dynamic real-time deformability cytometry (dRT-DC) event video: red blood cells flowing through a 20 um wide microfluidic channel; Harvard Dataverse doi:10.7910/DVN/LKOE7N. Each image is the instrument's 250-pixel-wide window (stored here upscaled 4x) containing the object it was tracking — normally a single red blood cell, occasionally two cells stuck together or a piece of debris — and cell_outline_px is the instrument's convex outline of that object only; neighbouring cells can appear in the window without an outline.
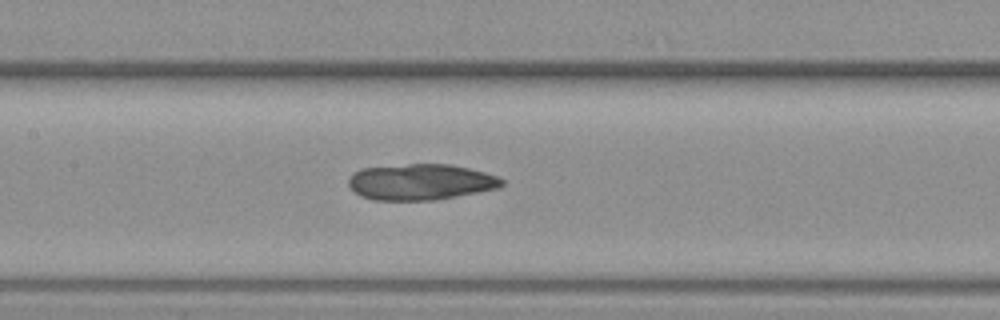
{"species": "common noctule bat (a hibernating species)", "species_latin": "Nyctalus noctula", "temperature_condition": "warm", "stored_images_in_passage": 35, "camera_frame_rate_fps": 3000, "um_per_image_px": 0.085, "animal": {"sex": "female", "body_mass_g": 19.3, "forearm_length_mm": 54.1}, "frame": {"image": 1, "passage_image": 9, "time_ms": 2.667, "image_size_px": [1000, 320], "cell_outline_px": [[504, 184], [500, 188], [436, 200], [372, 200], [360, 196], [348, 184], [348, 180], [360, 168], [408, 164], [448, 164], [468, 168], [484, 172], [496, 176], [504, 180]], "centroid_in_image_um": [35.77, 15.47], "position_along_channel_um": 171.6, "area_um2": 32.14}}
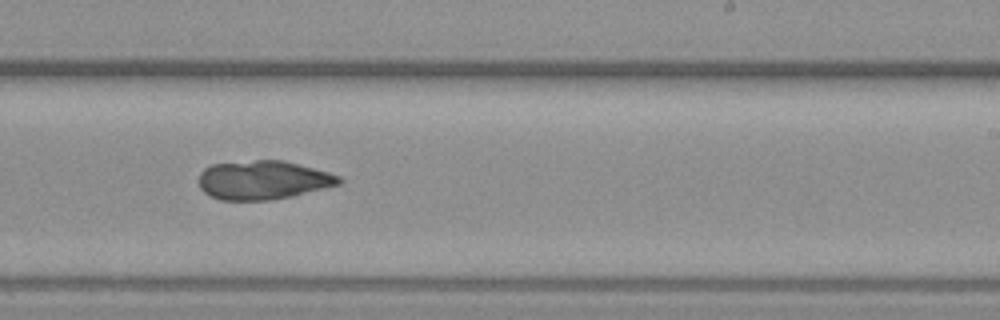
{"frame": {"image": 2, "passage_image": 16, "time_ms": 5.0, "image_size_px": [1000, 320], "cell_outline_px": [[344, 180], [340, 184], [292, 196], [268, 200], [220, 200], [208, 196], [200, 188], [200, 172], [204, 168], [212, 164], [256, 160], [284, 160], [328, 172], [340, 176]], "centroid_in_image_um": [22.35, 15.3], "position_along_channel_um": 266.6, "area_um2": 31.73}}
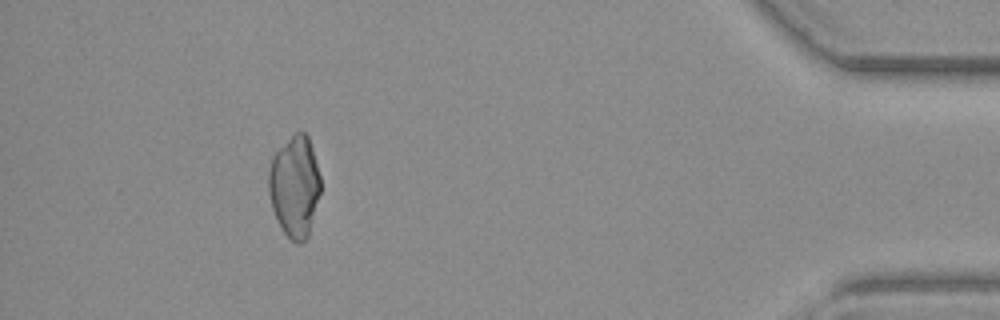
{"frame": {"image": 3, "passage_image": 31, "time_ms": 10.0, "image_size_px": [1000, 320], "cell_outline_px": [[320, 192], [308, 236], [300, 244], [296, 244], [284, 232], [276, 220], [272, 208], [268, 192], [268, 172], [272, 156], [296, 132], [304, 132], [308, 136], [312, 148], [320, 176]], "centroid_in_image_um": [25.03, 15.86], "position_along_channel_um": 410.2, "area_um2": 30.46}}